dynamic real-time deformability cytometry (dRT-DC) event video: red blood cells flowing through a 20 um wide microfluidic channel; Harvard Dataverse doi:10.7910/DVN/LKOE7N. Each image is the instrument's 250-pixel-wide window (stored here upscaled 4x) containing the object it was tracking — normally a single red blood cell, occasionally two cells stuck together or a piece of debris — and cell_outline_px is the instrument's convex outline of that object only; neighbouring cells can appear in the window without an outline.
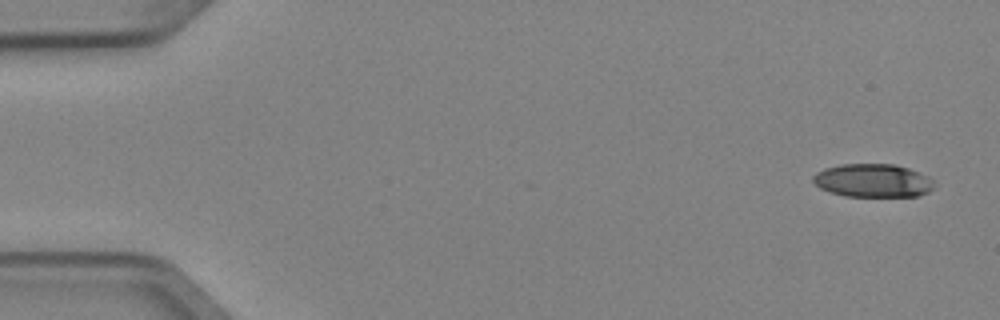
{"species": "Egyptian fruit bat (a non-hibernating species)", "species_latin": "Rousettus aegyptiacus", "temperature_condition": "cold", "stored_images_in_passage": 5, "camera_frame_rate_fps": 3000, "um_per_image_px": 0.085, "animal": {"sex": "female"}, "frame": {"image": 1, "passage_image": 5, "time_ms": 1.333, "image_size_px": [1000, 320], "cell_outline_px": [[936, 184], [928, 192], [916, 196], [844, 196], [828, 192], [820, 188], [812, 180], [812, 176], [816, 172], [824, 168], [840, 164], [892, 164], [908, 168], [928, 176]], "centroid_in_image_um": [74.16, 15.35], "position_along_channel_um": 10.8, "area_um2": 23.58}}